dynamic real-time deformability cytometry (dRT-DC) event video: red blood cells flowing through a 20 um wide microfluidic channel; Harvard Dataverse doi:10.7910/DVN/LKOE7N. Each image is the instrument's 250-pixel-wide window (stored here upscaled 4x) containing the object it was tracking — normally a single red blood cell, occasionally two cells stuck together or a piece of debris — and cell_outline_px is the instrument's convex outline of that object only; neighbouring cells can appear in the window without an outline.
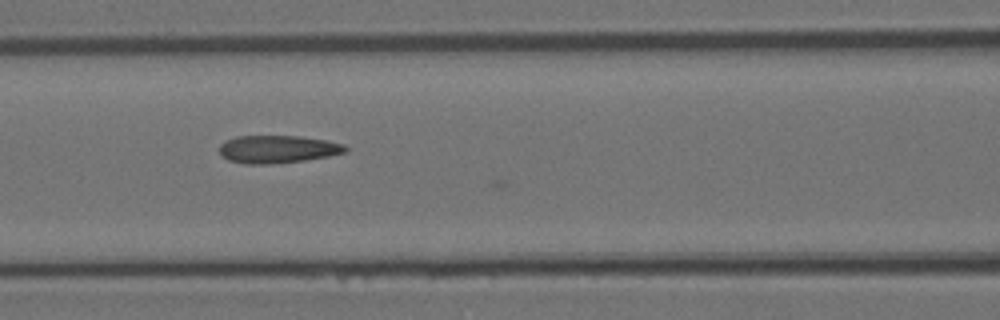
{"species": "Egyptian fruit bat (a non-hibernating species)", "species_latin": "Rousettus aegyptiacus", "temperature_condition": "room temperature", "stored_images_in_passage": 17, "camera_frame_rate_fps": 3000, "um_per_image_px": 0.085, "animal": {"sex": "female"}, "frame": {"image": 1, "passage_image": 16, "time_ms": 5.0, "image_size_px": [1000, 320], "cell_outline_px": [[348, 152], [328, 156], [304, 160], [272, 164], [244, 164], [228, 160], [220, 152], [220, 144], [236, 136], [300, 136], [328, 140], [344, 144], [348, 148]], "centroid_in_image_um": [23.64, 12.68], "position_along_channel_um": 143.0, "area_um2": 20.4}}